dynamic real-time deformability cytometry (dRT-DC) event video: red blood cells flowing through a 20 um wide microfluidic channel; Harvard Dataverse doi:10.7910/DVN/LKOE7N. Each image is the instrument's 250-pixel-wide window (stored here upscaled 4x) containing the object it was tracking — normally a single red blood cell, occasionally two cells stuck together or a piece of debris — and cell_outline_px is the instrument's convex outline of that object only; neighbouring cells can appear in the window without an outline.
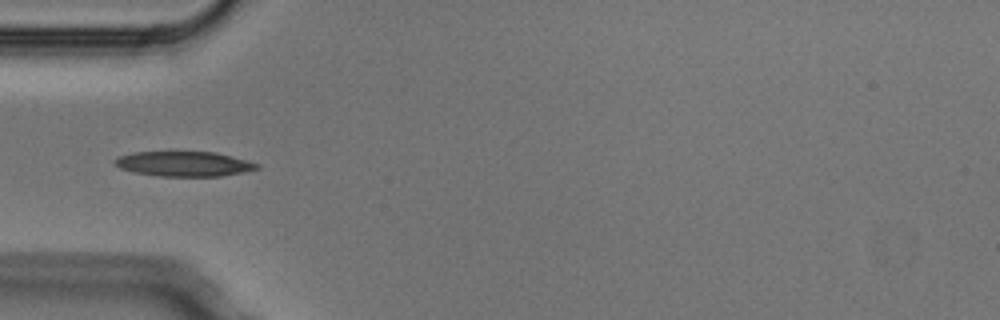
{"species": "Egyptian fruit bat (a non-hibernating species)", "species_latin": "Rousettus aegyptiacus", "temperature_condition": "cold", "stored_images_in_passage": 3, "camera_frame_rate_fps": 3000, "um_per_image_px": 0.085, "animal": {"sex": "male"}, "frame": {"image": 1, "passage_image": 3, "time_ms": 0.667, "image_size_px": [1000, 320], "cell_outline_px": [[260, 168], [244, 172], [220, 176], [160, 176], [132, 172], [120, 168], [112, 160], [120, 156], [132, 152], [216, 152], [260, 164]], "centroid_in_image_um": [15.63, 13.93], "position_along_channel_um": 69.4, "area_um2": 20.58}}